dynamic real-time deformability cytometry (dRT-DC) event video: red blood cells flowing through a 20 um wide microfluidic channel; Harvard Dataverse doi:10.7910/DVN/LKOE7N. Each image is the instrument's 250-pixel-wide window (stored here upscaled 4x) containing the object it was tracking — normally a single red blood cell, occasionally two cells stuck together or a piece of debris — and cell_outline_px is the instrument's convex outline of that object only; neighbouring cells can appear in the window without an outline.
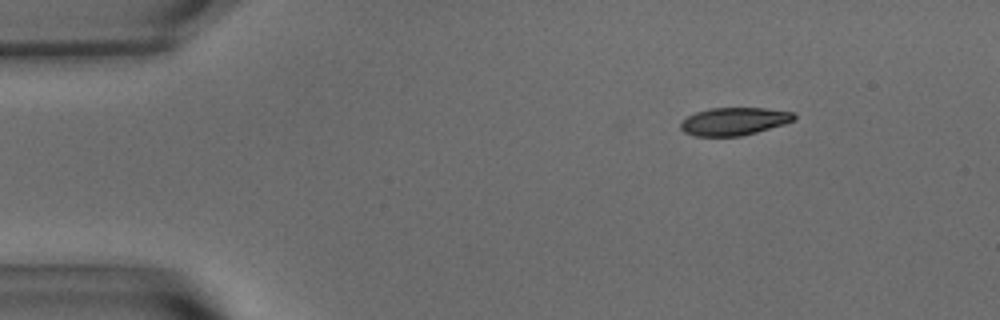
{"species": "common noctule bat (a hibernating species)", "species_latin": "Nyctalus noctula", "temperature_condition": "warm", "stored_images_in_passage": 3, "camera_frame_rate_fps": 3000, "um_per_image_px": 0.085, "animal": {"sex": "male", "body_mass_g": 15.6}, "frame": {"image": 1, "passage_image": 1, "time_ms": 0.0, "image_size_px": [1000, 320], "cell_outline_px": [[796, 120], [784, 124], [756, 132], [740, 136], [696, 136], [684, 132], [680, 128], [680, 124], [688, 116], [696, 112], [712, 108], [764, 108], [796, 112]], "centroid_in_image_um": [62.44, 10.31], "position_along_channel_um": 22.6, "area_um2": 18.32}}